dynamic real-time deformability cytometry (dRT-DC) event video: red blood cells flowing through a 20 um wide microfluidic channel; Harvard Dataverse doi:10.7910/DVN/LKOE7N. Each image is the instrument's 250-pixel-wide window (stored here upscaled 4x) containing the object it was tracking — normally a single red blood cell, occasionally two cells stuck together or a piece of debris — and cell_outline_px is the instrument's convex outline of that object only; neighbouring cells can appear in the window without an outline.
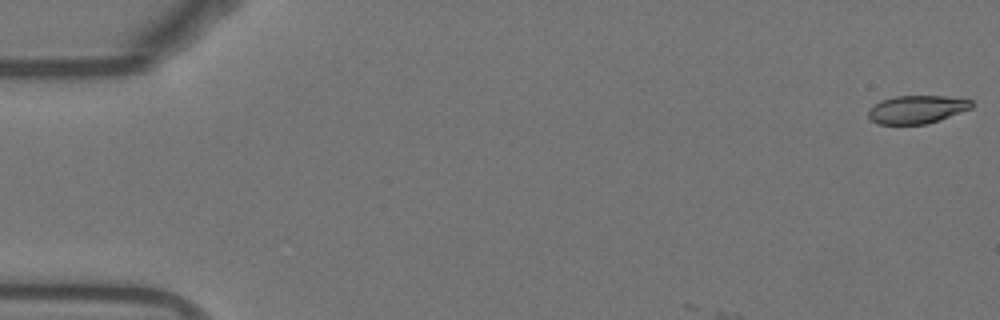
{"species": "Egyptian fruit bat (a non-hibernating species)", "species_latin": "Rousettus aegyptiacus", "temperature_condition": "warm", "stored_images_in_passage": 7, "camera_frame_rate_fps": 3000, "um_per_image_px": 0.085, "animal": {"sex": "female"}, "frame": {"image": 1, "passage_image": 1, "time_ms": 0.0, "image_size_px": [1000, 320], "cell_outline_px": [[972, 108], [924, 124], [880, 124], [872, 120], [868, 116], [868, 112], [880, 100], [896, 96], [944, 96], [972, 100]], "centroid_in_image_um": [77.92, 9.29], "position_along_channel_um": 7.1, "area_um2": 16.47}}